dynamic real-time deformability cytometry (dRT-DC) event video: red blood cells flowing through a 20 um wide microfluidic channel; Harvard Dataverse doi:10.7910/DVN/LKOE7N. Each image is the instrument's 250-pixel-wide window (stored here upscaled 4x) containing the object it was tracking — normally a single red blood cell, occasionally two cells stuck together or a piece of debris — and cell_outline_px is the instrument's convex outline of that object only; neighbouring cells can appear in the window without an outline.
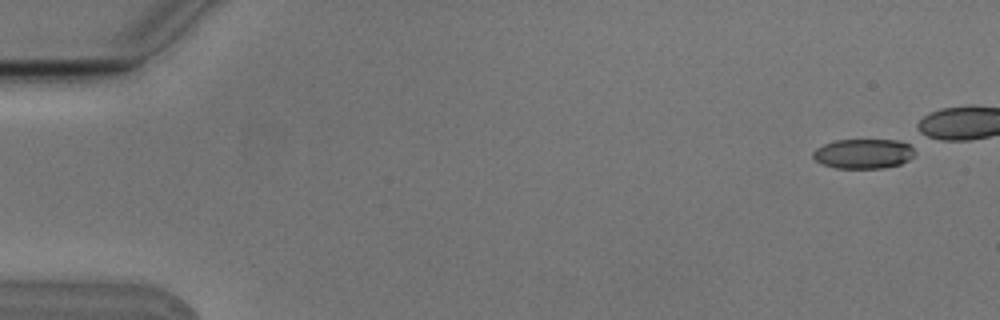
{"species": "Egyptian fruit bat (a non-hibernating species)", "species_latin": "Rousettus aegyptiacus", "temperature_condition": "cold", "stored_images_in_passage": 5, "camera_frame_rate_fps": 3000, "um_per_image_px": 0.085, "animal": {"sex": "male"}, "frame": {"image": 1, "passage_image": 1, "time_ms": 0.0, "image_size_px": [1000, 320], "cell_outline_px": [[916, 152], [908, 160], [900, 164], [884, 168], [836, 168], [820, 164], [812, 156], [812, 152], [816, 148], [824, 144], [836, 140], [912, 140]], "centroid_in_image_um": [73.46, 13.05], "position_along_channel_um": 11.5, "area_um2": 18.09}}
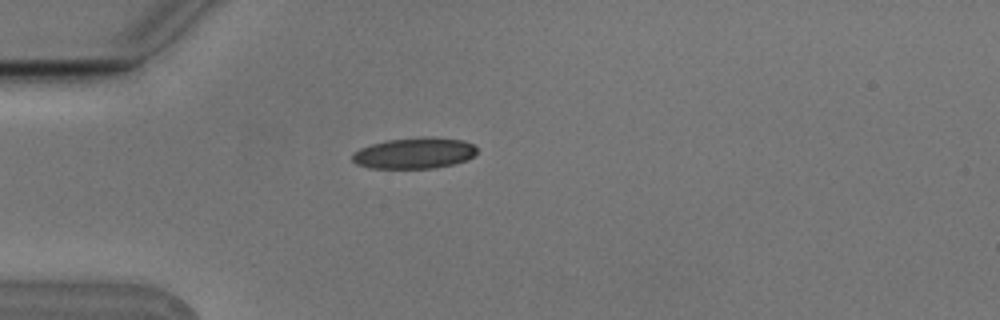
{"frame": {"image": 2, "passage_image": 5, "time_ms": 1.333, "image_size_px": [1000, 320], "cell_outline_px": [[476, 152], [468, 160], [452, 164], [432, 168], [368, 168], [356, 164], [352, 160], [352, 152], [360, 148], [372, 144], [388, 140], [424, 136], [464, 140], [472, 144], [476, 148]], "centroid_in_image_um": [35.19, 13.01], "position_along_channel_um": 49.8, "area_um2": 22.54}}